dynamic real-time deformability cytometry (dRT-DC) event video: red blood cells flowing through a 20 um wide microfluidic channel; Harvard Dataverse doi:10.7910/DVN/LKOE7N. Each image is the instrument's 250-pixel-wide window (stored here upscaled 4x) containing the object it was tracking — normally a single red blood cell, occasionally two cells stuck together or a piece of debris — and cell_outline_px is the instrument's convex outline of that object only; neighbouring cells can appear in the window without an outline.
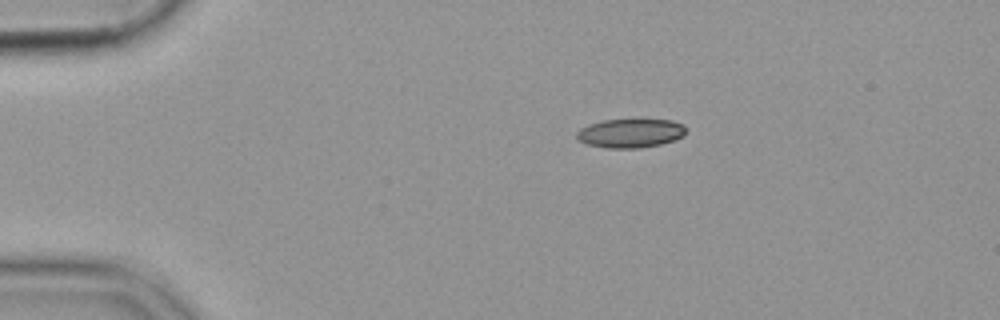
{"species": "common noctule bat (a hibernating species)", "species_latin": "Nyctalus noctula", "temperature_condition": "cold", "stored_images_in_passage": 45, "camera_frame_rate_fps": 3000, "um_per_image_px": 0.085, "animal": {"sex": "female", "body_mass_g": 19.9}, "frame": {"image": 1, "passage_image": 1, "time_ms": 0.0, "image_size_px": [1000, 320], "cell_outline_px": [[684, 136], [660, 144], [640, 148], [608, 148], [588, 144], [576, 140], [576, 132], [580, 128], [588, 124], [604, 120], [672, 120], [684, 124]], "centroid_in_image_um": [53.54, 11.32], "position_along_channel_um": 31.5, "area_um2": 18.32}}
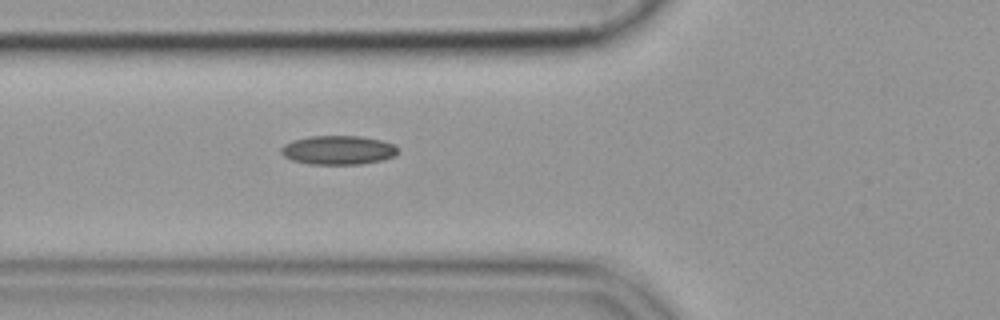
{"frame": {"image": 2, "passage_image": 11, "time_ms": 3.333, "image_size_px": [1000, 320], "cell_outline_px": [[400, 148], [396, 156], [380, 160], [360, 164], [308, 164], [292, 160], [284, 156], [280, 152], [280, 148], [284, 144], [292, 140], [308, 136], [360, 136], [380, 140], [392, 144]], "centroid_in_image_um": [28.73, 12.75], "position_along_channel_um": 97.1, "area_um2": 19.83}}
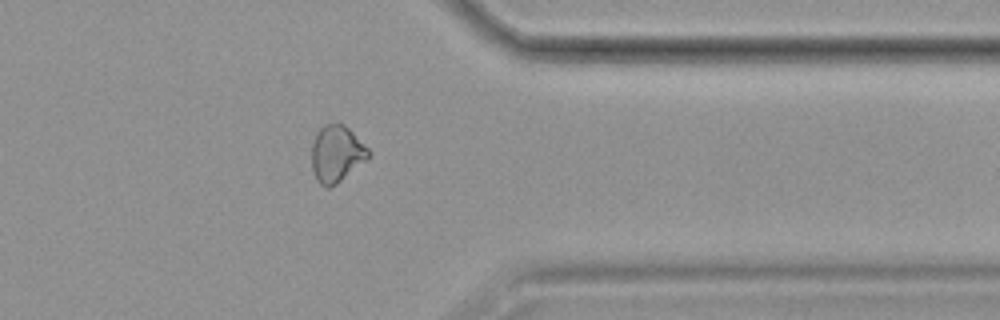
{"frame": {"image": 3, "passage_image": 35, "time_ms": 11.333, "image_size_px": [1000, 320], "cell_outline_px": [[372, 152], [364, 160], [336, 184], [328, 188], [324, 188], [316, 180], [312, 172], [312, 144], [316, 132], [324, 124], [340, 120]], "centroid_in_image_um": [28.56, 13.03], "position_along_channel_um": 382.8, "area_um2": 18.79}}